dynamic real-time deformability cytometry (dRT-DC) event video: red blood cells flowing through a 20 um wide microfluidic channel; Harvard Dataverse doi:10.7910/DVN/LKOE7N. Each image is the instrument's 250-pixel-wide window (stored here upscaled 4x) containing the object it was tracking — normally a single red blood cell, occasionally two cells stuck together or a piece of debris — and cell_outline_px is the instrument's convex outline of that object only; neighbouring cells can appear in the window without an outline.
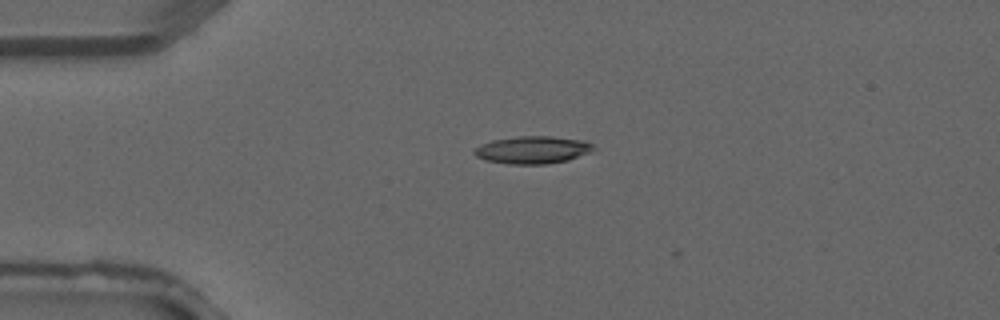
{"species": "common noctule bat (a hibernating species)", "species_latin": "Nyctalus noctula", "temperature_condition": "warm", "stored_images_in_passage": 4, "camera_frame_rate_fps": 3000, "um_per_image_px": 0.085, "animal": {"sex": "male", "forearm_length_mm": 52.5}, "frame": {"image": 1, "passage_image": 2, "time_ms": 0.333, "image_size_px": [1000, 320], "cell_outline_px": [[596, 148], [588, 152], [568, 160], [544, 164], [508, 164], [488, 160], [476, 156], [472, 152], [480, 144], [492, 140], [520, 136], [552, 136], [584, 140], [592, 144]], "centroid_in_image_um": [45.26, 12.73], "position_along_channel_um": 39.7, "area_um2": 18.96}}
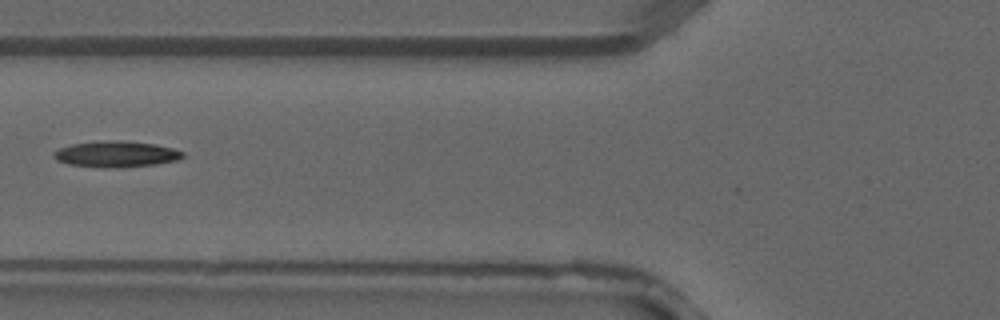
{"frame": {"image": 2, "passage_image": 4, "time_ms": 1.0, "image_size_px": [1000, 320], "cell_outline_px": [[184, 156], [180, 160], [156, 164], [108, 168], [100, 168], [68, 164], [56, 160], [52, 156], [60, 148], [72, 144], [100, 140], [124, 140], [152, 144], [172, 148], [184, 152]], "centroid_in_image_um": [9.87, 13.1], "position_along_channel_um": 115.9, "area_um2": 19.65}}